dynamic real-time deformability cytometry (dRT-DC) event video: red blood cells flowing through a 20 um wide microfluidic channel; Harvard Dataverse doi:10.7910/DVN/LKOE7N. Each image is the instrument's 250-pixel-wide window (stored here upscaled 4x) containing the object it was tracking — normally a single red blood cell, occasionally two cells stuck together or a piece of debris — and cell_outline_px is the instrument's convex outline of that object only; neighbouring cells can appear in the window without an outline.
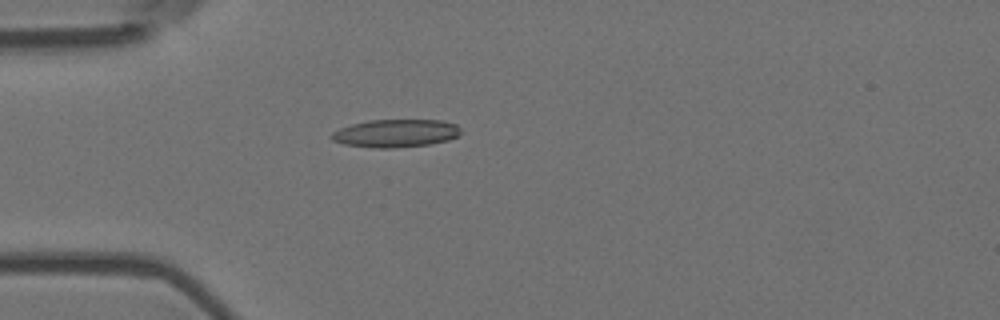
{"species": "Egyptian fruit bat (a non-hibernating species)", "species_latin": "Rousettus aegyptiacus", "temperature_condition": "room temperature", "stored_images_in_passage": 4, "camera_frame_rate_fps": 3000, "um_per_image_px": 0.085, "animal": {"sex": "female"}, "frame": {"image": 1, "passage_image": 4, "time_ms": 1.0, "image_size_px": [1000, 320], "cell_outline_px": [[464, 132], [448, 140], [428, 144], [392, 148], [376, 148], [344, 144], [332, 140], [328, 136], [332, 132], [340, 128], [352, 124], [368, 120], [440, 120], [456, 124]], "centroid_in_image_um": [33.62, 11.32], "position_along_channel_um": 51.4, "area_um2": 21.04}}